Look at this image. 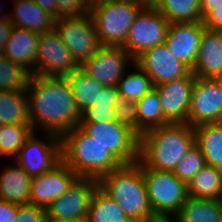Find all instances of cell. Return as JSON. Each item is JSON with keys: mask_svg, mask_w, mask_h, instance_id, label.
<instances>
[{"mask_svg": "<svg viewBox=\"0 0 222 222\" xmlns=\"http://www.w3.org/2000/svg\"><path fill=\"white\" fill-rule=\"evenodd\" d=\"M26 92L33 131L39 126L61 137L80 126L81 113L66 77L31 75Z\"/></svg>", "mask_w": 222, "mask_h": 222, "instance_id": "obj_1", "label": "cell"}, {"mask_svg": "<svg viewBox=\"0 0 222 222\" xmlns=\"http://www.w3.org/2000/svg\"><path fill=\"white\" fill-rule=\"evenodd\" d=\"M195 144V130L188 123H169L153 128L139 138L138 162L143 168L174 171Z\"/></svg>", "mask_w": 222, "mask_h": 222, "instance_id": "obj_2", "label": "cell"}, {"mask_svg": "<svg viewBox=\"0 0 222 222\" xmlns=\"http://www.w3.org/2000/svg\"><path fill=\"white\" fill-rule=\"evenodd\" d=\"M99 188L114 199L131 222H147L155 216L150 206L139 162L124 164L98 179Z\"/></svg>", "mask_w": 222, "mask_h": 222, "instance_id": "obj_3", "label": "cell"}, {"mask_svg": "<svg viewBox=\"0 0 222 222\" xmlns=\"http://www.w3.org/2000/svg\"><path fill=\"white\" fill-rule=\"evenodd\" d=\"M62 161L79 177L99 179L123 164L104 145L77 126L61 136Z\"/></svg>", "mask_w": 222, "mask_h": 222, "instance_id": "obj_4", "label": "cell"}, {"mask_svg": "<svg viewBox=\"0 0 222 222\" xmlns=\"http://www.w3.org/2000/svg\"><path fill=\"white\" fill-rule=\"evenodd\" d=\"M145 6L141 0H94L89 14L102 46L123 47L136 15Z\"/></svg>", "mask_w": 222, "mask_h": 222, "instance_id": "obj_5", "label": "cell"}, {"mask_svg": "<svg viewBox=\"0 0 222 222\" xmlns=\"http://www.w3.org/2000/svg\"><path fill=\"white\" fill-rule=\"evenodd\" d=\"M143 176L153 213L175 216L188 197L187 185L173 171L143 168Z\"/></svg>", "mask_w": 222, "mask_h": 222, "instance_id": "obj_6", "label": "cell"}, {"mask_svg": "<svg viewBox=\"0 0 222 222\" xmlns=\"http://www.w3.org/2000/svg\"><path fill=\"white\" fill-rule=\"evenodd\" d=\"M55 30L80 67L102 47L89 13L57 18Z\"/></svg>", "mask_w": 222, "mask_h": 222, "instance_id": "obj_7", "label": "cell"}, {"mask_svg": "<svg viewBox=\"0 0 222 222\" xmlns=\"http://www.w3.org/2000/svg\"><path fill=\"white\" fill-rule=\"evenodd\" d=\"M170 22L152 5H145L136 15L123 48L136 59L145 50L163 44Z\"/></svg>", "mask_w": 222, "mask_h": 222, "instance_id": "obj_8", "label": "cell"}, {"mask_svg": "<svg viewBox=\"0 0 222 222\" xmlns=\"http://www.w3.org/2000/svg\"><path fill=\"white\" fill-rule=\"evenodd\" d=\"M80 127L106 147L123 165L139 160V138L118 122H80Z\"/></svg>", "mask_w": 222, "mask_h": 222, "instance_id": "obj_9", "label": "cell"}, {"mask_svg": "<svg viewBox=\"0 0 222 222\" xmlns=\"http://www.w3.org/2000/svg\"><path fill=\"white\" fill-rule=\"evenodd\" d=\"M98 187L97 179L79 177L64 194L45 208L47 218L85 222L92 196Z\"/></svg>", "mask_w": 222, "mask_h": 222, "instance_id": "obj_10", "label": "cell"}, {"mask_svg": "<svg viewBox=\"0 0 222 222\" xmlns=\"http://www.w3.org/2000/svg\"><path fill=\"white\" fill-rule=\"evenodd\" d=\"M78 68L55 28L39 34L35 75L66 77Z\"/></svg>", "mask_w": 222, "mask_h": 222, "instance_id": "obj_11", "label": "cell"}, {"mask_svg": "<svg viewBox=\"0 0 222 222\" xmlns=\"http://www.w3.org/2000/svg\"><path fill=\"white\" fill-rule=\"evenodd\" d=\"M36 131L25 141L24 146L16 156V163L25 170L30 177L39 176L52 170L62 161L61 137L46 132L47 142L36 139ZM49 142V143H48Z\"/></svg>", "mask_w": 222, "mask_h": 222, "instance_id": "obj_12", "label": "cell"}, {"mask_svg": "<svg viewBox=\"0 0 222 222\" xmlns=\"http://www.w3.org/2000/svg\"><path fill=\"white\" fill-rule=\"evenodd\" d=\"M221 118L222 89L219 84L215 79L196 77L187 123L196 127L205 123H219Z\"/></svg>", "mask_w": 222, "mask_h": 222, "instance_id": "obj_13", "label": "cell"}, {"mask_svg": "<svg viewBox=\"0 0 222 222\" xmlns=\"http://www.w3.org/2000/svg\"><path fill=\"white\" fill-rule=\"evenodd\" d=\"M128 61L135 59L123 47L102 46L80 68L105 87L117 86Z\"/></svg>", "mask_w": 222, "mask_h": 222, "instance_id": "obj_14", "label": "cell"}, {"mask_svg": "<svg viewBox=\"0 0 222 222\" xmlns=\"http://www.w3.org/2000/svg\"><path fill=\"white\" fill-rule=\"evenodd\" d=\"M195 78L190 71L185 77L154 87L159 94L162 113L168 123H187Z\"/></svg>", "mask_w": 222, "mask_h": 222, "instance_id": "obj_15", "label": "cell"}, {"mask_svg": "<svg viewBox=\"0 0 222 222\" xmlns=\"http://www.w3.org/2000/svg\"><path fill=\"white\" fill-rule=\"evenodd\" d=\"M135 63L149 76L154 86L185 77L191 71L175 58L165 43L145 50Z\"/></svg>", "mask_w": 222, "mask_h": 222, "instance_id": "obj_16", "label": "cell"}, {"mask_svg": "<svg viewBox=\"0 0 222 222\" xmlns=\"http://www.w3.org/2000/svg\"><path fill=\"white\" fill-rule=\"evenodd\" d=\"M79 176L63 161L52 170L32 177L30 204L46 208L64 194Z\"/></svg>", "mask_w": 222, "mask_h": 222, "instance_id": "obj_17", "label": "cell"}, {"mask_svg": "<svg viewBox=\"0 0 222 222\" xmlns=\"http://www.w3.org/2000/svg\"><path fill=\"white\" fill-rule=\"evenodd\" d=\"M205 29L203 21L169 24L164 43L175 58L184 63L191 71L196 62Z\"/></svg>", "mask_w": 222, "mask_h": 222, "instance_id": "obj_18", "label": "cell"}, {"mask_svg": "<svg viewBox=\"0 0 222 222\" xmlns=\"http://www.w3.org/2000/svg\"><path fill=\"white\" fill-rule=\"evenodd\" d=\"M38 38L39 34L36 32L27 28L13 26L3 55L15 64L21 65L31 75H35Z\"/></svg>", "mask_w": 222, "mask_h": 222, "instance_id": "obj_19", "label": "cell"}, {"mask_svg": "<svg viewBox=\"0 0 222 222\" xmlns=\"http://www.w3.org/2000/svg\"><path fill=\"white\" fill-rule=\"evenodd\" d=\"M191 72L197 78L211 79L222 73V31L204 30Z\"/></svg>", "mask_w": 222, "mask_h": 222, "instance_id": "obj_20", "label": "cell"}, {"mask_svg": "<svg viewBox=\"0 0 222 222\" xmlns=\"http://www.w3.org/2000/svg\"><path fill=\"white\" fill-rule=\"evenodd\" d=\"M14 13L10 15L13 26L27 28L38 34L55 28L56 17L41 9L34 0H14Z\"/></svg>", "mask_w": 222, "mask_h": 222, "instance_id": "obj_21", "label": "cell"}, {"mask_svg": "<svg viewBox=\"0 0 222 222\" xmlns=\"http://www.w3.org/2000/svg\"><path fill=\"white\" fill-rule=\"evenodd\" d=\"M31 180L18 164L8 167L0 176V199L19 206L30 204Z\"/></svg>", "mask_w": 222, "mask_h": 222, "instance_id": "obj_22", "label": "cell"}, {"mask_svg": "<svg viewBox=\"0 0 222 222\" xmlns=\"http://www.w3.org/2000/svg\"><path fill=\"white\" fill-rule=\"evenodd\" d=\"M175 216L179 222H219L222 216V199L188 196Z\"/></svg>", "mask_w": 222, "mask_h": 222, "instance_id": "obj_23", "label": "cell"}, {"mask_svg": "<svg viewBox=\"0 0 222 222\" xmlns=\"http://www.w3.org/2000/svg\"><path fill=\"white\" fill-rule=\"evenodd\" d=\"M0 123L31 125L26 90H0Z\"/></svg>", "mask_w": 222, "mask_h": 222, "instance_id": "obj_24", "label": "cell"}, {"mask_svg": "<svg viewBox=\"0 0 222 222\" xmlns=\"http://www.w3.org/2000/svg\"><path fill=\"white\" fill-rule=\"evenodd\" d=\"M196 145L201 149L205 163L222 170V126L205 123L194 127Z\"/></svg>", "mask_w": 222, "mask_h": 222, "instance_id": "obj_25", "label": "cell"}, {"mask_svg": "<svg viewBox=\"0 0 222 222\" xmlns=\"http://www.w3.org/2000/svg\"><path fill=\"white\" fill-rule=\"evenodd\" d=\"M66 79L68 80L76 106L80 113L93 106V104H96L100 91L106 88L96 79L85 73L81 68H78L70 75L66 76Z\"/></svg>", "mask_w": 222, "mask_h": 222, "instance_id": "obj_26", "label": "cell"}, {"mask_svg": "<svg viewBox=\"0 0 222 222\" xmlns=\"http://www.w3.org/2000/svg\"><path fill=\"white\" fill-rule=\"evenodd\" d=\"M188 196L196 198H222V170L205 165L188 183Z\"/></svg>", "mask_w": 222, "mask_h": 222, "instance_id": "obj_27", "label": "cell"}, {"mask_svg": "<svg viewBox=\"0 0 222 222\" xmlns=\"http://www.w3.org/2000/svg\"><path fill=\"white\" fill-rule=\"evenodd\" d=\"M154 7L170 23H194L203 21L200 0H159Z\"/></svg>", "mask_w": 222, "mask_h": 222, "instance_id": "obj_28", "label": "cell"}, {"mask_svg": "<svg viewBox=\"0 0 222 222\" xmlns=\"http://www.w3.org/2000/svg\"><path fill=\"white\" fill-rule=\"evenodd\" d=\"M136 103L138 107V138L150 129L169 124L162 113L159 94L155 88Z\"/></svg>", "mask_w": 222, "mask_h": 222, "instance_id": "obj_29", "label": "cell"}, {"mask_svg": "<svg viewBox=\"0 0 222 222\" xmlns=\"http://www.w3.org/2000/svg\"><path fill=\"white\" fill-rule=\"evenodd\" d=\"M85 222H131L118 203L99 187L95 190Z\"/></svg>", "mask_w": 222, "mask_h": 222, "instance_id": "obj_30", "label": "cell"}, {"mask_svg": "<svg viewBox=\"0 0 222 222\" xmlns=\"http://www.w3.org/2000/svg\"><path fill=\"white\" fill-rule=\"evenodd\" d=\"M133 64L138 72L128 74L125 78L123 75L116 87L121 99L137 102L155 86L149 76L135 62Z\"/></svg>", "mask_w": 222, "mask_h": 222, "instance_id": "obj_31", "label": "cell"}, {"mask_svg": "<svg viewBox=\"0 0 222 222\" xmlns=\"http://www.w3.org/2000/svg\"><path fill=\"white\" fill-rule=\"evenodd\" d=\"M32 132L31 125L1 124L0 155L16 157Z\"/></svg>", "mask_w": 222, "mask_h": 222, "instance_id": "obj_32", "label": "cell"}, {"mask_svg": "<svg viewBox=\"0 0 222 222\" xmlns=\"http://www.w3.org/2000/svg\"><path fill=\"white\" fill-rule=\"evenodd\" d=\"M30 76L21 65L0 55V90H26Z\"/></svg>", "mask_w": 222, "mask_h": 222, "instance_id": "obj_33", "label": "cell"}, {"mask_svg": "<svg viewBox=\"0 0 222 222\" xmlns=\"http://www.w3.org/2000/svg\"><path fill=\"white\" fill-rule=\"evenodd\" d=\"M206 165L201 149L195 144L193 148L176 165L173 173L186 185Z\"/></svg>", "mask_w": 222, "mask_h": 222, "instance_id": "obj_34", "label": "cell"}, {"mask_svg": "<svg viewBox=\"0 0 222 222\" xmlns=\"http://www.w3.org/2000/svg\"><path fill=\"white\" fill-rule=\"evenodd\" d=\"M116 122L138 137V107L136 102L121 99L115 106Z\"/></svg>", "mask_w": 222, "mask_h": 222, "instance_id": "obj_35", "label": "cell"}, {"mask_svg": "<svg viewBox=\"0 0 222 222\" xmlns=\"http://www.w3.org/2000/svg\"><path fill=\"white\" fill-rule=\"evenodd\" d=\"M58 18L64 16H78L89 13L91 0H55Z\"/></svg>", "mask_w": 222, "mask_h": 222, "instance_id": "obj_36", "label": "cell"}, {"mask_svg": "<svg viewBox=\"0 0 222 222\" xmlns=\"http://www.w3.org/2000/svg\"><path fill=\"white\" fill-rule=\"evenodd\" d=\"M116 121L115 107H89L81 113L80 122Z\"/></svg>", "mask_w": 222, "mask_h": 222, "instance_id": "obj_37", "label": "cell"}, {"mask_svg": "<svg viewBox=\"0 0 222 222\" xmlns=\"http://www.w3.org/2000/svg\"><path fill=\"white\" fill-rule=\"evenodd\" d=\"M46 219L45 208L31 204L18 205L15 222H45Z\"/></svg>", "mask_w": 222, "mask_h": 222, "instance_id": "obj_38", "label": "cell"}, {"mask_svg": "<svg viewBox=\"0 0 222 222\" xmlns=\"http://www.w3.org/2000/svg\"><path fill=\"white\" fill-rule=\"evenodd\" d=\"M121 100L120 94L116 86L106 87L103 91H100L96 104L91 107H115Z\"/></svg>", "mask_w": 222, "mask_h": 222, "instance_id": "obj_39", "label": "cell"}, {"mask_svg": "<svg viewBox=\"0 0 222 222\" xmlns=\"http://www.w3.org/2000/svg\"><path fill=\"white\" fill-rule=\"evenodd\" d=\"M204 26L210 30L222 31V5L216 6L204 19Z\"/></svg>", "mask_w": 222, "mask_h": 222, "instance_id": "obj_40", "label": "cell"}, {"mask_svg": "<svg viewBox=\"0 0 222 222\" xmlns=\"http://www.w3.org/2000/svg\"><path fill=\"white\" fill-rule=\"evenodd\" d=\"M18 205L0 199V222H15Z\"/></svg>", "mask_w": 222, "mask_h": 222, "instance_id": "obj_41", "label": "cell"}, {"mask_svg": "<svg viewBox=\"0 0 222 222\" xmlns=\"http://www.w3.org/2000/svg\"><path fill=\"white\" fill-rule=\"evenodd\" d=\"M10 13L0 17V55H3L5 45L9 39L13 24L10 21Z\"/></svg>", "mask_w": 222, "mask_h": 222, "instance_id": "obj_42", "label": "cell"}, {"mask_svg": "<svg viewBox=\"0 0 222 222\" xmlns=\"http://www.w3.org/2000/svg\"><path fill=\"white\" fill-rule=\"evenodd\" d=\"M222 0H200V10L204 19L216 6H221Z\"/></svg>", "mask_w": 222, "mask_h": 222, "instance_id": "obj_43", "label": "cell"}, {"mask_svg": "<svg viewBox=\"0 0 222 222\" xmlns=\"http://www.w3.org/2000/svg\"><path fill=\"white\" fill-rule=\"evenodd\" d=\"M36 4L43 10H46L58 18V10L55 0H34Z\"/></svg>", "mask_w": 222, "mask_h": 222, "instance_id": "obj_44", "label": "cell"}, {"mask_svg": "<svg viewBox=\"0 0 222 222\" xmlns=\"http://www.w3.org/2000/svg\"><path fill=\"white\" fill-rule=\"evenodd\" d=\"M171 217L173 218H170V216H165V215H155L151 217L147 222H179L176 216H171Z\"/></svg>", "mask_w": 222, "mask_h": 222, "instance_id": "obj_45", "label": "cell"}, {"mask_svg": "<svg viewBox=\"0 0 222 222\" xmlns=\"http://www.w3.org/2000/svg\"><path fill=\"white\" fill-rule=\"evenodd\" d=\"M145 5L154 6L159 0H141Z\"/></svg>", "mask_w": 222, "mask_h": 222, "instance_id": "obj_46", "label": "cell"}, {"mask_svg": "<svg viewBox=\"0 0 222 222\" xmlns=\"http://www.w3.org/2000/svg\"><path fill=\"white\" fill-rule=\"evenodd\" d=\"M214 79L219 84L220 88L222 89V73L217 75Z\"/></svg>", "mask_w": 222, "mask_h": 222, "instance_id": "obj_47", "label": "cell"}, {"mask_svg": "<svg viewBox=\"0 0 222 222\" xmlns=\"http://www.w3.org/2000/svg\"><path fill=\"white\" fill-rule=\"evenodd\" d=\"M45 222H66V221H60V220L47 218Z\"/></svg>", "mask_w": 222, "mask_h": 222, "instance_id": "obj_48", "label": "cell"}, {"mask_svg": "<svg viewBox=\"0 0 222 222\" xmlns=\"http://www.w3.org/2000/svg\"><path fill=\"white\" fill-rule=\"evenodd\" d=\"M219 123H220V125L222 126V118L220 119Z\"/></svg>", "mask_w": 222, "mask_h": 222, "instance_id": "obj_49", "label": "cell"}]
</instances>
